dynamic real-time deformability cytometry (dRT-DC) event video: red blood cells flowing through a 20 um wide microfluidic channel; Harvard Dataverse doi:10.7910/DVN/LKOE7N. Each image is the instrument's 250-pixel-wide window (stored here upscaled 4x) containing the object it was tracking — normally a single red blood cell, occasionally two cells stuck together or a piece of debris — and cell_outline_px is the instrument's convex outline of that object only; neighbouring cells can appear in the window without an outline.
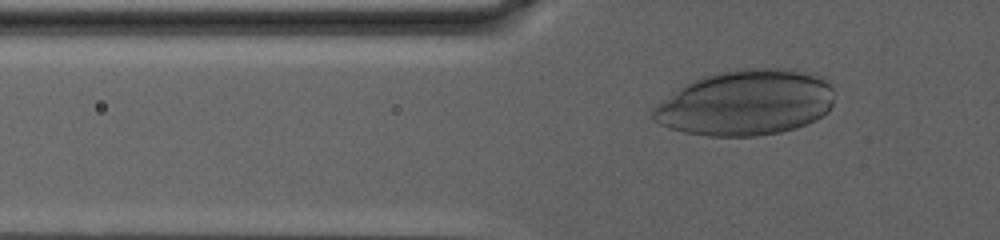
{"species": "human", "species_latin": "Homo sapiens", "temperature_condition": "warm", "stored_images_in_passage": 57, "camera_frame_rate_fps": 3000, "um_per_image_px": 0.085, "donor": {"sex": "male"}, "frame": {"image": 1, "passage_image": 10, "time_ms": 3.0, "image_size_px": [1000, 240], "cell_outline_px": [[832, 104], [828, 112], [816, 120], [796, 128], [780, 132], [756, 136], [708, 136], [684, 132], [668, 128], [652, 120], [652, 108], [656, 104], [684, 84], [692, 80], [704, 76], [720, 72], [740, 68], [792, 68], [820, 76], [828, 80], [832, 88]], "centroid_in_image_um": [63.39, 8.73], "position_along_channel_um": 62.4, "area_um2": 69.82}}
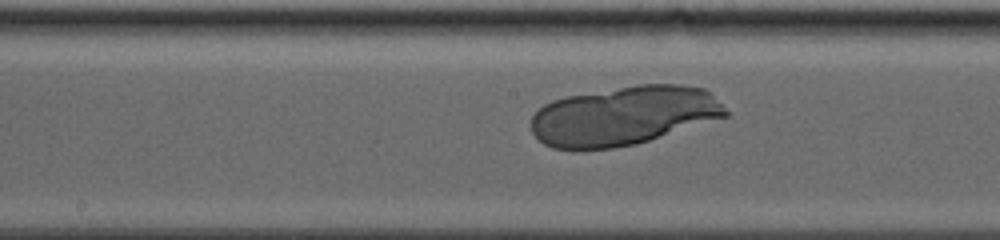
{"frame": {"image": 2, "passage_image": 28, "time_ms": 9.0, "image_size_px": [1000, 240], "cell_outline_px": [[728, 116], [636, 144], [612, 148], [576, 152], [552, 148], [544, 144], [532, 132], [532, 116], [544, 104], [552, 100], [564, 96], [636, 84], [684, 84], [704, 88], [728, 112]], "centroid_in_image_um": [52.96, 9.85], "position_along_channel_um": 195.2, "area_um2": 67.51}}
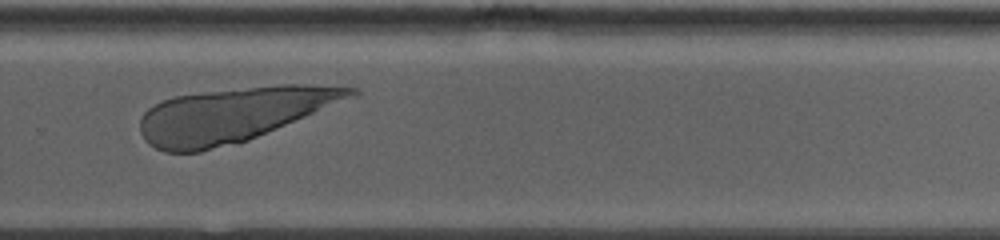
{"frame": {"image": 3, "passage_image": 42, "time_ms": 13.667, "image_size_px": [1000, 240], "cell_outline_px": [[360, 92], [356, 96], [248, 140], [200, 152], [164, 152], [148, 144], [144, 140], [140, 132], [140, 120], [144, 112], [148, 108], [164, 100], [176, 96], [208, 92], [280, 84], [308, 84], [356, 88]], "centroid_in_image_um": [19.81, 9.76], "position_along_channel_um": 310.0, "area_um2": 66.12}}